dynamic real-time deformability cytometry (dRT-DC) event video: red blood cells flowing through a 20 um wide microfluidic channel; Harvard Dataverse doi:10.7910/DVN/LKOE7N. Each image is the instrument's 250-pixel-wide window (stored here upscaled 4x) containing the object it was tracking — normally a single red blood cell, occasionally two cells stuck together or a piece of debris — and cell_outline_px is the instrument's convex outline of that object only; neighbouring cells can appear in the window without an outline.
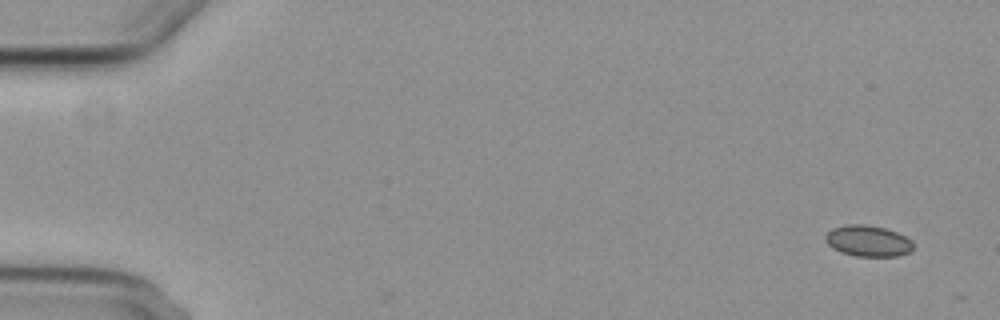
{"species": "common noctule bat (a hibernating species)", "species_latin": "Nyctalus noctula", "temperature_condition": "cold", "stored_images_in_passage": 6, "camera_frame_rate_fps": 3000, "um_per_image_px": 0.085, "animal": {"sex": "female", "body_mass_g": 29.2, "forearm_length_mm": 56.3}, "frame": {"image": 1, "passage_image": 1, "time_ms": 0.0, "image_size_px": [1000, 320], "cell_outline_px": [[912, 252], [896, 256], [856, 256], [840, 252], [832, 248], [828, 244], [824, 236], [832, 228], [848, 224], [864, 224], [884, 228], [896, 232], [912, 240]], "centroid_in_image_um": [73.77, 20.48], "position_along_channel_um": 11.2, "area_um2": 15.9}}